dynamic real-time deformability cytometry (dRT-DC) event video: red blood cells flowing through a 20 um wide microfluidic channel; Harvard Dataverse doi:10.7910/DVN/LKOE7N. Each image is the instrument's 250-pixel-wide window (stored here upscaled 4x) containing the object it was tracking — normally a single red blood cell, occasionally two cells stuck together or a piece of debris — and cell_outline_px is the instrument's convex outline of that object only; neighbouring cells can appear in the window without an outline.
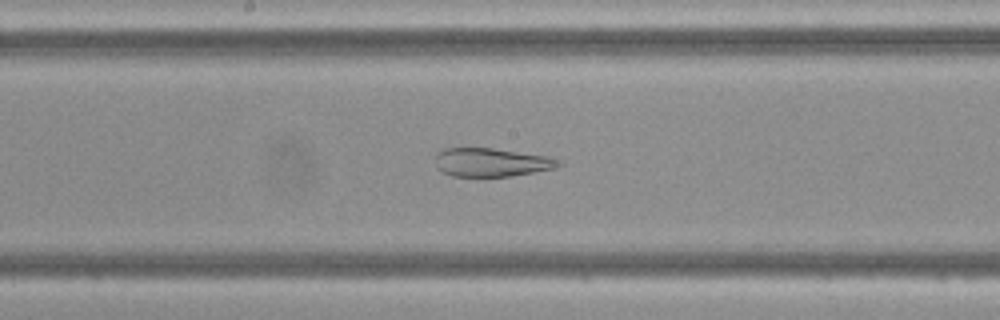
{"species": "Egyptian fruit bat (a non-hibernating species)", "species_latin": "Rousettus aegyptiacus", "temperature_condition": "cold", "stored_images_in_passage": 49, "camera_frame_rate_fps": 3000, "um_per_image_px": 0.085, "frame": {"image": 1, "passage_image": 25, "time_ms": 8.0, "image_size_px": [1000, 320], "cell_outline_px": [[564, 164], [552, 168], [512, 176], [452, 176], [440, 172], [436, 168], [436, 152], [444, 148], [492, 148], [548, 156], [560, 160]], "centroid_in_image_um": [41.72, 13.79], "position_along_channel_um": 206.5, "area_um2": 20.52}}
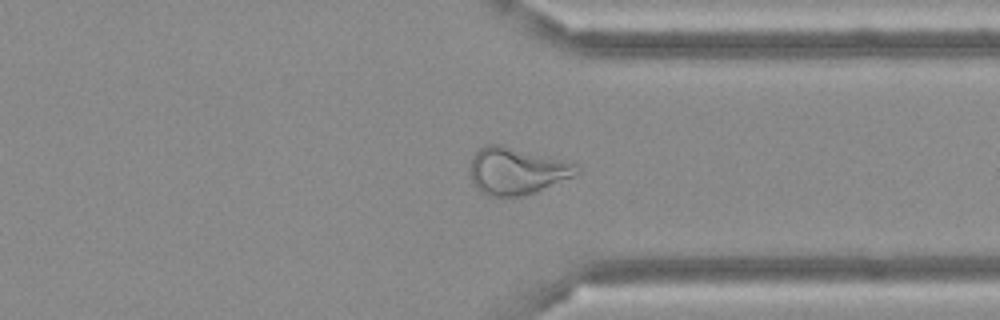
{"frame": {"image": 2, "passage_image": 37, "time_ms": 12.0, "image_size_px": [1000, 320], "cell_outline_px": [[580, 172], [572, 176], [536, 192], [524, 196], [488, 196], [480, 192], [476, 188], [472, 180], [472, 160], [476, 152], [480, 148], [488, 144], [504, 144], [576, 164], [580, 168]], "centroid_in_image_um": [43.92, 14.53], "position_along_channel_um": 367.5, "area_um2": 28.9}}
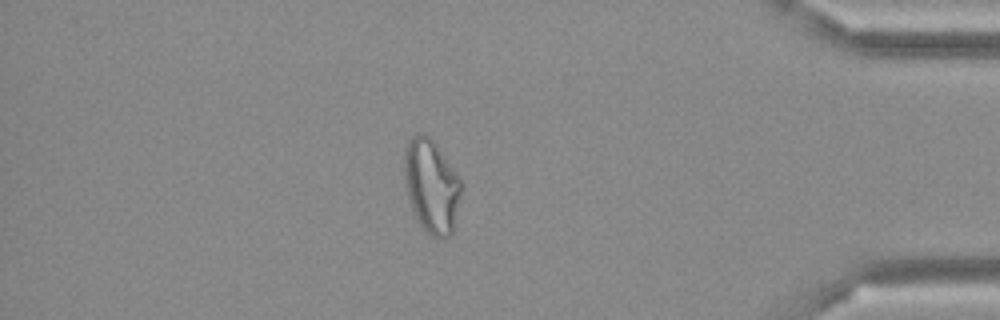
{"frame": {"image": 3, "passage_image": 42, "time_ms": 13.667, "image_size_px": [1000, 320], "cell_outline_px": [[460, 192], [452, 232], [444, 240], [436, 240], [416, 220], [412, 212], [404, 184], [404, 148], [408, 140], [416, 132], [424, 132], [436, 144], [460, 176]], "centroid_in_image_um": [36.63, 15.79], "position_along_channel_um": 398.6, "area_um2": 31.33}}